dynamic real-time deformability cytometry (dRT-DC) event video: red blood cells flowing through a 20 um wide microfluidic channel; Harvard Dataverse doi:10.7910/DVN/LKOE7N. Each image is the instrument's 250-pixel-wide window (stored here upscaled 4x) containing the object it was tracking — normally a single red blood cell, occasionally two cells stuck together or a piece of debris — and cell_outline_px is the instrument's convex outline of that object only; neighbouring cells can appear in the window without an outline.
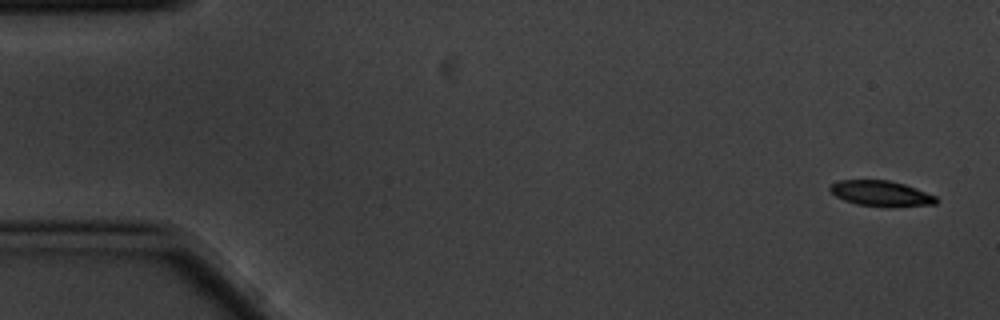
{"species": "common noctule bat (a hibernating species)", "species_latin": "Nyctalus noctula", "temperature_condition": "cold", "stored_images_in_passage": 6, "camera_frame_rate_fps": 3000, "um_per_image_px": 0.085, "animal": {"sex": "male", "body_mass_g": 20.1, "forearm_length_mm": 53.5}, "frame": {"image": 1, "passage_image": 1, "time_ms": 0.0, "image_size_px": [1000, 320], "cell_outline_px": [[936, 204], [892, 208], [856, 204], [844, 200], [836, 196], [828, 188], [832, 184], [840, 180], [888, 180], [904, 184], [916, 188], [936, 196]], "centroid_in_image_um": [74.9, 16.46], "position_along_channel_um": 10.1, "area_um2": 15.9}}